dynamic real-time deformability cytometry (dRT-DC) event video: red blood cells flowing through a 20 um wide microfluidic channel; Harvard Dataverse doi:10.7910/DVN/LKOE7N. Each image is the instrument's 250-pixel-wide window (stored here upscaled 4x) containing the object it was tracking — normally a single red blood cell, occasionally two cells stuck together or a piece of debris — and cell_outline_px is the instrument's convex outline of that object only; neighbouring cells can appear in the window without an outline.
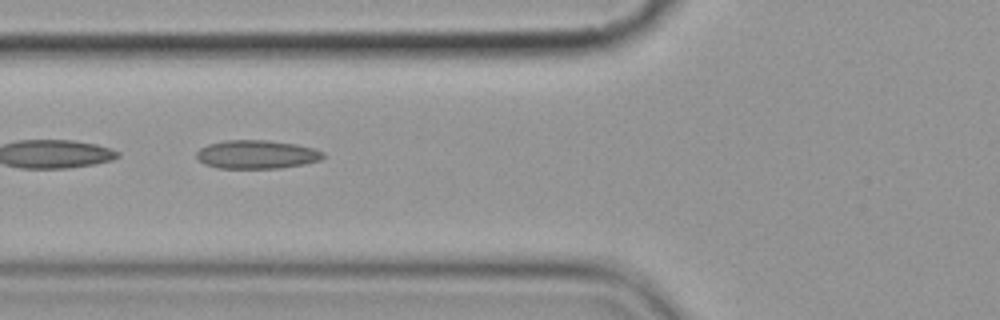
{"species": "common noctule bat (a hibernating species)", "species_latin": "Nyctalus noctula", "temperature_condition": "cold", "stored_images_in_passage": 4, "camera_frame_rate_fps": 3000, "um_per_image_px": 0.085, "animal": {"sex": "female", "body_mass_g": 19.9}, "frame": {"image": 1, "passage_image": 3, "time_ms": 2.667, "image_size_px": [1000, 320], "cell_outline_px": [[324, 156], [320, 160], [304, 164], [280, 168], [216, 168], [204, 164], [196, 156], [196, 152], [200, 148], [208, 144], [224, 140], [268, 140], [296, 144], [312, 148], [324, 152]], "centroid_in_image_um": [21.8, 13.12], "position_along_channel_um": 104.0, "area_um2": 21.1}}